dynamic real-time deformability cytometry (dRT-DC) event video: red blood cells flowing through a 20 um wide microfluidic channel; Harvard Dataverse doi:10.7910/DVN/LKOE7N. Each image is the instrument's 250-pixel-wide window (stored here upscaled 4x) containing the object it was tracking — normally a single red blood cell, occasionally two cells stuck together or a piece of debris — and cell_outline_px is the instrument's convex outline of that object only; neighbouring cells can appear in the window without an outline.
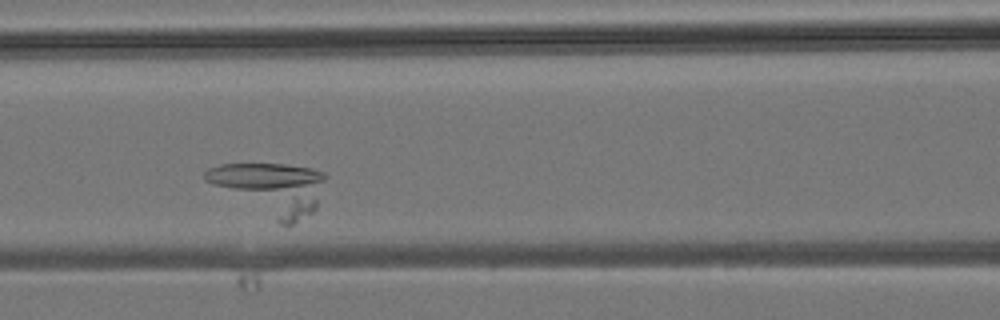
{"species": "common noctule bat (a hibernating species)", "species_latin": "Nyctalus noctula", "temperature_condition": "room temperature", "stored_images_in_passage": 16, "camera_frame_rate_fps": 3000, "um_per_image_px": 0.085, "animal": {"sex": "male", "body_mass_g": 19.2, "forearm_length_mm": 51.8}, "frame": {"image": 1, "passage_image": 7, "time_ms": 2.0, "image_size_px": [1000, 320], "cell_outline_px": [[328, 176], [316, 208], [312, 212], [292, 224], [280, 224], [204, 180], [204, 172], [208, 168], [220, 164], [284, 164], [312, 168], [324, 172]], "centroid_in_image_um": [23.06, 16.0], "position_along_channel_um": 143.5, "area_um2": 36.07}}